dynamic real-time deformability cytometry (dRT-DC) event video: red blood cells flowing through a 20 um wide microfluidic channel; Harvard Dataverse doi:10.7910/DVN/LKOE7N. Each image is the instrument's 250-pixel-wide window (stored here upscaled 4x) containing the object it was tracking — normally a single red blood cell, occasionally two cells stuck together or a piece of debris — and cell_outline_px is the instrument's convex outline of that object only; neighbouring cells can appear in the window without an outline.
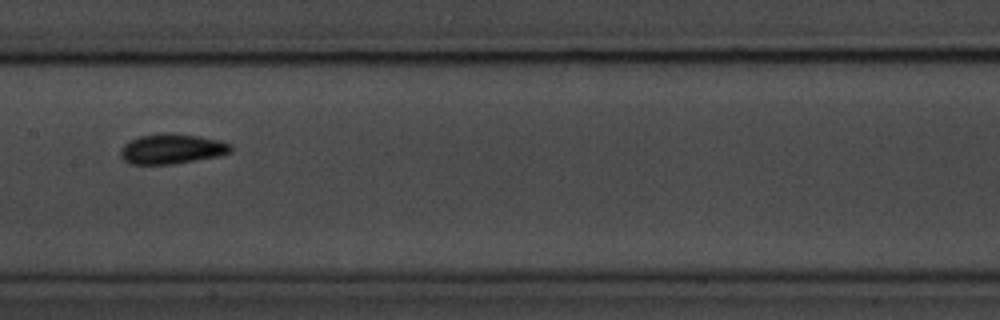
{"species": "common noctule bat (a hibernating species)", "species_latin": "Nyctalus noctula", "temperature_condition": "room temperature", "stored_images_in_passage": 14, "camera_frame_rate_fps": 3000, "um_per_image_px": 0.085, "animal": {"sex": "male", "body_mass_g": 20.1, "forearm_length_mm": 53.5}, "frame": {"image": 1, "passage_image": 7, "time_ms": 8.333, "image_size_px": [1000, 320], "cell_outline_px": [[232, 152], [220, 156], [172, 164], [128, 164], [120, 156], [120, 148], [124, 144], [140, 136], [168, 132], [200, 136], [220, 140], [232, 144]], "centroid_in_image_um": [14.63, 12.65], "position_along_channel_um": 192.8, "area_um2": 19.48}}
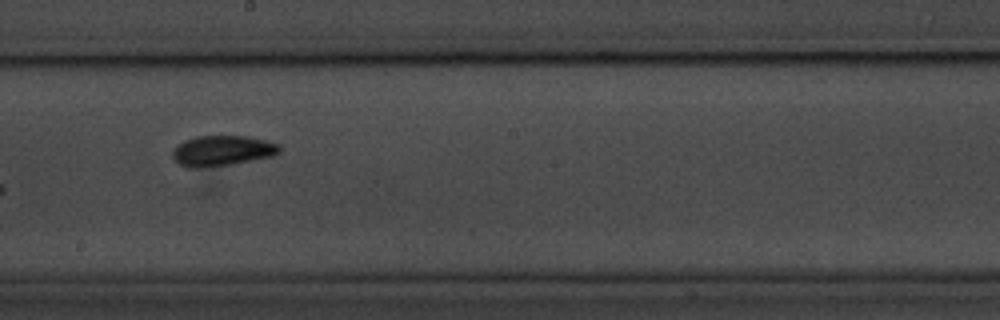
{"frame": {"image": 2, "passage_image": 8, "time_ms": 9.333, "image_size_px": [1000, 320], "cell_outline_px": [[280, 152], [276, 156], [232, 164], [200, 168], [188, 168], [180, 164], [172, 156], [172, 152], [184, 140], [196, 136], [244, 136], [264, 140], [280, 144]], "centroid_in_image_um": [18.93, 12.82], "position_along_channel_um": 229.3, "area_um2": 18.96}}
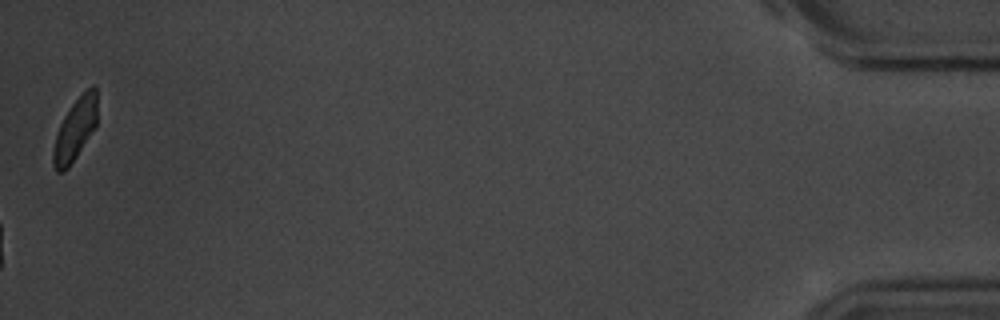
{"frame": {"image": 3, "passage_image": 14, "time_ms": 17.333, "image_size_px": [1000, 320], "cell_outline_px": [[96, 128], [68, 168], [64, 172], [56, 172], [52, 164], [52, 152], [56, 132], [64, 116], [72, 104], [92, 84], [96, 88]], "centroid_in_image_um": [6.36, 11.06], "position_along_channel_um": 428.8, "area_um2": 15.95}, "authors_computed_cell_mechanics": {"area_um2": 18.0625, "velocity_mm_per_s": 3.6554, "shape_relaxation_time_tau1_ms": 3.0708, "shape_relaxation_time_tau2_ms": null, "deformation_change_tau1": 0.0617, "deformation_change_tau2": null}}